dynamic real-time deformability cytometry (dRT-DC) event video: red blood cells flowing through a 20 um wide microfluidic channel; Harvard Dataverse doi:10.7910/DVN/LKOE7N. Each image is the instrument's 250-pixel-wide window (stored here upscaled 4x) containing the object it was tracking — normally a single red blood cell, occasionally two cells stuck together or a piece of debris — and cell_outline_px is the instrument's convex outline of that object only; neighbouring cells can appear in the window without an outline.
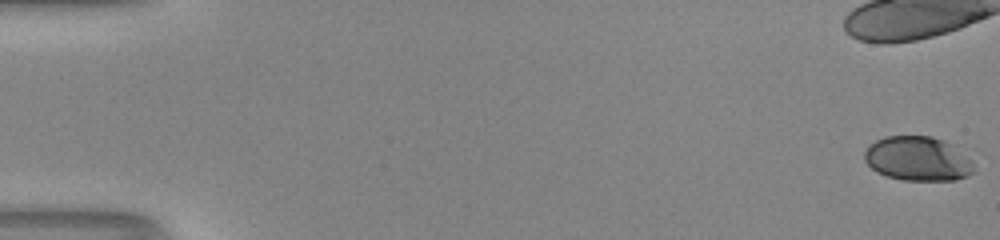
{"species": "human", "species_latin": "Homo sapiens", "temperature_condition": "room temperature", "stored_images_in_passage": 45, "camera_frame_rate_fps": 3000, "um_per_image_px": 0.085, "donor": {"sex": "male"}, "frame": {"image": 1, "passage_image": 1, "time_ms": 0.0, "image_size_px": [1000, 240], "cell_outline_px": [[972, 172], [968, 176], [956, 180], [904, 180], [888, 176], [876, 172], [864, 160], [864, 152], [876, 140], [884, 136], [932, 136], [956, 144], [972, 160]], "centroid_in_image_um": [78.05, 13.48], "position_along_channel_um": 7.0, "area_um2": 28.5}, "authors_computed_cell_mechanics": {"area_um2": 35.0268, "velocity_mm_per_s": 4.0794, "shape_relaxation_time_tau1_ms": 2.3329, "shape_relaxation_time_tau2_ms": 0.4254, "deformation_change_tau1": 0.2112, "deformation_change_tau2": null}}